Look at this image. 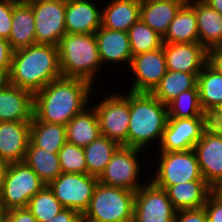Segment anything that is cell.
<instances>
[{
  "label": "cell",
  "mask_w": 222,
  "mask_h": 222,
  "mask_svg": "<svg viewBox=\"0 0 222 222\" xmlns=\"http://www.w3.org/2000/svg\"><path fill=\"white\" fill-rule=\"evenodd\" d=\"M95 88L79 78L60 77L53 80L34 93V117L38 121L66 125L91 102L94 104L98 100L95 97L98 89Z\"/></svg>",
  "instance_id": "1"
},
{
  "label": "cell",
  "mask_w": 222,
  "mask_h": 222,
  "mask_svg": "<svg viewBox=\"0 0 222 222\" xmlns=\"http://www.w3.org/2000/svg\"><path fill=\"white\" fill-rule=\"evenodd\" d=\"M60 77L57 46L34 44L13 51L9 84L35 93Z\"/></svg>",
  "instance_id": "2"
},
{
  "label": "cell",
  "mask_w": 222,
  "mask_h": 222,
  "mask_svg": "<svg viewBox=\"0 0 222 222\" xmlns=\"http://www.w3.org/2000/svg\"><path fill=\"white\" fill-rule=\"evenodd\" d=\"M129 104L127 146L146 152V148H150L154 143L153 147L157 150L168 120L167 106L152 93L131 91H129Z\"/></svg>",
  "instance_id": "3"
},
{
  "label": "cell",
  "mask_w": 222,
  "mask_h": 222,
  "mask_svg": "<svg viewBox=\"0 0 222 222\" xmlns=\"http://www.w3.org/2000/svg\"><path fill=\"white\" fill-rule=\"evenodd\" d=\"M57 47L62 77L79 78L91 83L94 87H97L96 84L99 86L98 74L103 71V67L94 33H66Z\"/></svg>",
  "instance_id": "4"
},
{
  "label": "cell",
  "mask_w": 222,
  "mask_h": 222,
  "mask_svg": "<svg viewBox=\"0 0 222 222\" xmlns=\"http://www.w3.org/2000/svg\"><path fill=\"white\" fill-rule=\"evenodd\" d=\"M135 192L97 183L84 222H133Z\"/></svg>",
  "instance_id": "5"
},
{
  "label": "cell",
  "mask_w": 222,
  "mask_h": 222,
  "mask_svg": "<svg viewBox=\"0 0 222 222\" xmlns=\"http://www.w3.org/2000/svg\"><path fill=\"white\" fill-rule=\"evenodd\" d=\"M154 153L157 155V158H154L157 161L153 164L152 171L154 172L149 179L157 187L166 190L169 186L178 183L204 180L193 149L177 152L155 151Z\"/></svg>",
  "instance_id": "6"
},
{
  "label": "cell",
  "mask_w": 222,
  "mask_h": 222,
  "mask_svg": "<svg viewBox=\"0 0 222 222\" xmlns=\"http://www.w3.org/2000/svg\"><path fill=\"white\" fill-rule=\"evenodd\" d=\"M109 95L99 98L94 105L90 103L97 114L100 133L117 142L119 145L127 146V133L130 120L129 91L111 92ZM101 100V101H100ZM100 101V102H99Z\"/></svg>",
  "instance_id": "7"
},
{
  "label": "cell",
  "mask_w": 222,
  "mask_h": 222,
  "mask_svg": "<svg viewBox=\"0 0 222 222\" xmlns=\"http://www.w3.org/2000/svg\"><path fill=\"white\" fill-rule=\"evenodd\" d=\"M144 150L120 145L113 153L105 170L98 178L104 185L121 187L136 192L149 179L142 177V167L139 158ZM141 172V173H140ZM141 176V177H140ZM143 180V181H142Z\"/></svg>",
  "instance_id": "8"
},
{
  "label": "cell",
  "mask_w": 222,
  "mask_h": 222,
  "mask_svg": "<svg viewBox=\"0 0 222 222\" xmlns=\"http://www.w3.org/2000/svg\"><path fill=\"white\" fill-rule=\"evenodd\" d=\"M45 186L25 162L10 163L1 190L3 209L26 208L29 200Z\"/></svg>",
  "instance_id": "9"
},
{
  "label": "cell",
  "mask_w": 222,
  "mask_h": 222,
  "mask_svg": "<svg viewBox=\"0 0 222 222\" xmlns=\"http://www.w3.org/2000/svg\"><path fill=\"white\" fill-rule=\"evenodd\" d=\"M98 182V177L88 174L62 172L47 186L64 208H71L82 216Z\"/></svg>",
  "instance_id": "10"
},
{
  "label": "cell",
  "mask_w": 222,
  "mask_h": 222,
  "mask_svg": "<svg viewBox=\"0 0 222 222\" xmlns=\"http://www.w3.org/2000/svg\"><path fill=\"white\" fill-rule=\"evenodd\" d=\"M175 214L167 191L150 179L135 192L133 222H174Z\"/></svg>",
  "instance_id": "11"
},
{
  "label": "cell",
  "mask_w": 222,
  "mask_h": 222,
  "mask_svg": "<svg viewBox=\"0 0 222 222\" xmlns=\"http://www.w3.org/2000/svg\"><path fill=\"white\" fill-rule=\"evenodd\" d=\"M35 19L36 44L58 46L65 29V0H42L31 4Z\"/></svg>",
  "instance_id": "12"
},
{
  "label": "cell",
  "mask_w": 222,
  "mask_h": 222,
  "mask_svg": "<svg viewBox=\"0 0 222 222\" xmlns=\"http://www.w3.org/2000/svg\"><path fill=\"white\" fill-rule=\"evenodd\" d=\"M132 81L128 91L151 93L167 72L163 47L132 56L129 68Z\"/></svg>",
  "instance_id": "13"
},
{
  "label": "cell",
  "mask_w": 222,
  "mask_h": 222,
  "mask_svg": "<svg viewBox=\"0 0 222 222\" xmlns=\"http://www.w3.org/2000/svg\"><path fill=\"white\" fill-rule=\"evenodd\" d=\"M208 127V117L168 118L157 152L193 149Z\"/></svg>",
  "instance_id": "14"
},
{
  "label": "cell",
  "mask_w": 222,
  "mask_h": 222,
  "mask_svg": "<svg viewBox=\"0 0 222 222\" xmlns=\"http://www.w3.org/2000/svg\"><path fill=\"white\" fill-rule=\"evenodd\" d=\"M94 34L96 36L99 58L104 69L108 65L109 67L114 65V67L118 65L121 67V64L129 68L132 53L128 32L107 29L101 26Z\"/></svg>",
  "instance_id": "15"
},
{
  "label": "cell",
  "mask_w": 222,
  "mask_h": 222,
  "mask_svg": "<svg viewBox=\"0 0 222 222\" xmlns=\"http://www.w3.org/2000/svg\"><path fill=\"white\" fill-rule=\"evenodd\" d=\"M193 150L206 183L212 186L222 179V137L207 127Z\"/></svg>",
  "instance_id": "16"
},
{
  "label": "cell",
  "mask_w": 222,
  "mask_h": 222,
  "mask_svg": "<svg viewBox=\"0 0 222 222\" xmlns=\"http://www.w3.org/2000/svg\"><path fill=\"white\" fill-rule=\"evenodd\" d=\"M95 0H65V29L70 34L95 33L101 27L102 7ZM98 4V5H97Z\"/></svg>",
  "instance_id": "17"
},
{
  "label": "cell",
  "mask_w": 222,
  "mask_h": 222,
  "mask_svg": "<svg viewBox=\"0 0 222 222\" xmlns=\"http://www.w3.org/2000/svg\"><path fill=\"white\" fill-rule=\"evenodd\" d=\"M31 121L0 122V159L8 163L24 162L30 142Z\"/></svg>",
  "instance_id": "18"
},
{
  "label": "cell",
  "mask_w": 222,
  "mask_h": 222,
  "mask_svg": "<svg viewBox=\"0 0 222 222\" xmlns=\"http://www.w3.org/2000/svg\"><path fill=\"white\" fill-rule=\"evenodd\" d=\"M167 70L200 73L207 63V50L200 43H163Z\"/></svg>",
  "instance_id": "19"
},
{
  "label": "cell",
  "mask_w": 222,
  "mask_h": 222,
  "mask_svg": "<svg viewBox=\"0 0 222 222\" xmlns=\"http://www.w3.org/2000/svg\"><path fill=\"white\" fill-rule=\"evenodd\" d=\"M34 93L8 84L0 90V122L32 121Z\"/></svg>",
  "instance_id": "20"
},
{
  "label": "cell",
  "mask_w": 222,
  "mask_h": 222,
  "mask_svg": "<svg viewBox=\"0 0 222 222\" xmlns=\"http://www.w3.org/2000/svg\"><path fill=\"white\" fill-rule=\"evenodd\" d=\"M195 11L199 43L208 51L222 47V14L203 0L186 1Z\"/></svg>",
  "instance_id": "21"
},
{
  "label": "cell",
  "mask_w": 222,
  "mask_h": 222,
  "mask_svg": "<svg viewBox=\"0 0 222 222\" xmlns=\"http://www.w3.org/2000/svg\"><path fill=\"white\" fill-rule=\"evenodd\" d=\"M186 0H141L140 19L161 37Z\"/></svg>",
  "instance_id": "22"
},
{
  "label": "cell",
  "mask_w": 222,
  "mask_h": 222,
  "mask_svg": "<svg viewBox=\"0 0 222 222\" xmlns=\"http://www.w3.org/2000/svg\"><path fill=\"white\" fill-rule=\"evenodd\" d=\"M141 0H108L102 6L101 26L128 32L140 19Z\"/></svg>",
  "instance_id": "23"
},
{
  "label": "cell",
  "mask_w": 222,
  "mask_h": 222,
  "mask_svg": "<svg viewBox=\"0 0 222 222\" xmlns=\"http://www.w3.org/2000/svg\"><path fill=\"white\" fill-rule=\"evenodd\" d=\"M8 42L13 51L36 44L35 19L31 4L14 1Z\"/></svg>",
  "instance_id": "24"
},
{
  "label": "cell",
  "mask_w": 222,
  "mask_h": 222,
  "mask_svg": "<svg viewBox=\"0 0 222 222\" xmlns=\"http://www.w3.org/2000/svg\"><path fill=\"white\" fill-rule=\"evenodd\" d=\"M166 191L176 211L200 209L210 194V186L205 180H194L169 186Z\"/></svg>",
  "instance_id": "25"
},
{
  "label": "cell",
  "mask_w": 222,
  "mask_h": 222,
  "mask_svg": "<svg viewBox=\"0 0 222 222\" xmlns=\"http://www.w3.org/2000/svg\"><path fill=\"white\" fill-rule=\"evenodd\" d=\"M65 126L67 142L82 148L101 135L98 117L91 104L76 114Z\"/></svg>",
  "instance_id": "26"
},
{
  "label": "cell",
  "mask_w": 222,
  "mask_h": 222,
  "mask_svg": "<svg viewBox=\"0 0 222 222\" xmlns=\"http://www.w3.org/2000/svg\"><path fill=\"white\" fill-rule=\"evenodd\" d=\"M163 43H199L197 17L187 2L180 7L169 24Z\"/></svg>",
  "instance_id": "27"
},
{
  "label": "cell",
  "mask_w": 222,
  "mask_h": 222,
  "mask_svg": "<svg viewBox=\"0 0 222 222\" xmlns=\"http://www.w3.org/2000/svg\"><path fill=\"white\" fill-rule=\"evenodd\" d=\"M198 74L167 70L165 76L151 93L167 106L182 92L189 89H198Z\"/></svg>",
  "instance_id": "28"
},
{
  "label": "cell",
  "mask_w": 222,
  "mask_h": 222,
  "mask_svg": "<svg viewBox=\"0 0 222 222\" xmlns=\"http://www.w3.org/2000/svg\"><path fill=\"white\" fill-rule=\"evenodd\" d=\"M30 142L51 153H58L67 142L66 126L38 121L35 117L30 125Z\"/></svg>",
  "instance_id": "29"
},
{
  "label": "cell",
  "mask_w": 222,
  "mask_h": 222,
  "mask_svg": "<svg viewBox=\"0 0 222 222\" xmlns=\"http://www.w3.org/2000/svg\"><path fill=\"white\" fill-rule=\"evenodd\" d=\"M197 87L200 105L207 115L222 104V75L208 63L197 76Z\"/></svg>",
  "instance_id": "30"
},
{
  "label": "cell",
  "mask_w": 222,
  "mask_h": 222,
  "mask_svg": "<svg viewBox=\"0 0 222 222\" xmlns=\"http://www.w3.org/2000/svg\"><path fill=\"white\" fill-rule=\"evenodd\" d=\"M24 162L46 185L62 173L58 153L35 147L31 142H29Z\"/></svg>",
  "instance_id": "31"
},
{
  "label": "cell",
  "mask_w": 222,
  "mask_h": 222,
  "mask_svg": "<svg viewBox=\"0 0 222 222\" xmlns=\"http://www.w3.org/2000/svg\"><path fill=\"white\" fill-rule=\"evenodd\" d=\"M119 146L117 142L100 135L84 147L87 174L99 178Z\"/></svg>",
  "instance_id": "32"
},
{
  "label": "cell",
  "mask_w": 222,
  "mask_h": 222,
  "mask_svg": "<svg viewBox=\"0 0 222 222\" xmlns=\"http://www.w3.org/2000/svg\"><path fill=\"white\" fill-rule=\"evenodd\" d=\"M132 56L163 47V37L141 19L128 30Z\"/></svg>",
  "instance_id": "33"
},
{
  "label": "cell",
  "mask_w": 222,
  "mask_h": 222,
  "mask_svg": "<svg viewBox=\"0 0 222 222\" xmlns=\"http://www.w3.org/2000/svg\"><path fill=\"white\" fill-rule=\"evenodd\" d=\"M168 118L208 117L203 111L198 89H189L179 94L167 105Z\"/></svg>",
  "instance_id": "34"
},
{
  "label": "cell",
  "mask_w": 222,
  "mask_h": 222,
  "mask_svg": "<svg viewBox=\"0 0 222 222\" xmlns=\"http://www.w3.org/2000/svg\"><path fill=\"white\" fill-rule=\"evenodd\" d=\"M64 207L46 185L28 202L27 209L38 222H47L55 217Z\"/></svg>",
  "instance_id": "35"
},
{
  "label": "cell",
  "mask_w": 222,
  "mask_h": 222,
  "mask_svg": "<svg viewBox=\"0 0 222 222\" xmlns=\"http://www.w3.org/2000/svg\"><path fill=\"white\" fill-rule=\"evenodd\" d=\"M63 173L87 174L85 152L82 147L66 142L58 152Z\"/></svg>",
  "instance_id": "36"
},
{
  "label": "cell",
  "mask_w": 222,
  "mask_h": 222,
  "mask_svg": "<svg viewBox=\"0 0 222 222\" xmlns=\"http://www.w3.org/2000/svg\"><path fill=\"white\" fill-rule=\"evenodd\" d=\"M14 0H0V37L9 39Z\"/></svg>",
  "instance_id": "37"
},
{
  "label": "cell",
  "mask_w": 222,
  "mask_h": 222,
  "mask_svg": "<svg viewBox=\"0 0 222 222\" xmlns=\"http://www.w3.org/2000/svg\"><path fill=\"white\" fill-rule=\"evenodd\" d=\"M174 222H208L204 208L176 211Z\"/></svg>",
  "instance_id": "38"
},
{
  "label": "cell",
  "mask_w": 222,
  "mask_h": 222,
  "mask_svg": "<svg viewBox=\"0 0 222 222\" xmlns=\"http://www.w3.org/2000/svg\"><path fill=\"white\" fill-rule=\"evenodd\" d=\"M207 214L208 222H222V202L216 200L209 194L203 206Z\"/></svg>",
  "instance_id": "39"
},
{
  "label": "cell",
  "mask_w": 222,
  "mask_h": 222,
  "mask_svg": "<svg viewBox=\"0 0 222 222\" xmlns=\"http://www.w3.org/2000/svg\"><path fill=\"white\" fill-rule=\"evenodd\" d=\"M208 127L222 137V104L208 114Z\"/></svg>",
  "instance_id": "40"
},
{
  "label": "cell",
  "mask_w": 222,
  "mask_h": 222,
  "mask_svg": "<svg viewBox=\"0 0 222 222\" xmlns=\"http://www.w3.org/2000/svg\"><path fill=\"white\" fill-rule=\"evenodd\" d=\"M6 216L12 222H38L27 207L8 210Z\"/></svg>",
  "instance_id": "41"
},
{
  "label": "cell",
  "mask_w": 222,
  "mask_h": 222,
  "mask_svg": "<svg viewBox=\"0 0 222 222\" xmlns=\"http://www.w3.org/2000/svg\"><path fill=\"white\" fill-rule=\"evenodd\" d=\"M13 50L7 39L0 37V68H11Z\"/></svg>",
  "instance_id": "42"
},
{
  "label": "cell",
  "mask_w": 222,
  "mask_h": 222,
  "mask_svg": "<svg viewBox=\"0 0 222 222\" xmlns=\"http://www.w3.org/2000/svg\"><path fill=\"white\" fill-rule=\"evenodd\" d=\"M82 216L71 208H63L55 217L47 222H81Z\"/></svg>",
  "instance_id": "43"
},
{
  "label": "cell",
  "mask_w": 222,
  "mask_h": 222,
  "mask_svg": "<svg viewBox=\"0 0 222 222\" xmlns=\"http://www.w3.org/2000/svg\"><path fill=\"white\" fill-rule=\"evenodd\" d=\"M207 63L222 75V47L207 51Z\"/></svg>",
  "instance_id": "44"
},
{
  "label": "cell",
  "mask_w": 222,
  "mask_h": 222,
  "mask_svg": "<svg viewBox=\"0 0 222 222\" xmlns=\"http://www.w3.org/2000/svg\"><path fill=\"white\" fill-rule=\"evenodd\" d=\"M210 194L218 201L222 202V179L210 186Z\"/></svg>",
  "instance_id": "45"
},
{
  "label": "cell",
  "mask_w": 222,
  "mask_h": 222,
  "mask_svg": "<svg viewBox=\"0 0 222 222\" xmlns=\"http://www.w3.org/2000/svg\"><path fill=\"white\" fill-rule=\"evenodd\" d=\"M10 68H0V90L9 84Z\"/></svg>",
  "instance_id": "46"
},
{
  "label": "cell",
  "mask_w": 222,
  "mask_h": 222,
  "mask_svg": "<svg viewBox=\"0 0 222 222\" xmlns=\"http://www.w3.org/2000/svg\"><path fill=\"white\" fill-rule=\"evenodd\" d=\"M10 163L0 159V189L2 190Z\"/></svg>",
  "instance_id": "47"
},
{
  "label": "cell",
  "mask_w": 222,
  "mask_h": 222,
  "mask_svg": "<svg viewBox=\"0 0 222 222\" xmlns=\"http://www.w3.org/2000/svg\"><path fill=\"white\" fill-rule=\"evenodd\" d=\"M214 10L220 12L222 14V0H203Z\"/></svg>",
  "instance_id": "48"
},
{
  "label": "cell",
  "mask_w": 222,
  "mask_h": 222,
  "mask_svg": "<svg viewBox=\"0 0 222 222\" xmlns=\"http://www.w3.org/2000/svg\"><path fill=\"white\" fill-rule=\"evenodd\" d=\"M14 1L18 3H23V4H32V3L42 1V0H14Z\"/></svg>",
  "instance_id": "49"
},
{
  "label": "cell",
  "mask_w": 222,
  "mask_h": 222,
  "mask_svg": "<svg viewBox=\"0 0 222 222\" xmlns=\"http://www.w3.org/2000/svg\"><path fill=\"white\" fill-rule=\"evenodd\" d=\"M7 211H5L3 208L0 209V222L6 217Z\"/></svg>",
  "instance_id": "50"
},
{
  "label": "cell",
  "mask_w": 222,
  "mask_h": 222,
  "mask_svg": "<svg viewBox=\"0 0 222 222\" xmlns=\"http://www.w3.org/2000/svg\"><path fill=\"white\" fill-rule=\"evenodd\" d=\"M3 208V205H2V195H1V189H0V209Z\"/></svg>",
  "instance_id": "51"
},
{
  "label": "cell",
  "mask_w": 222,
  "mask_h": 222,
  "mask_svg": "<svg viewBox=\"0 0 222 222\" xmlns=\"http://www.w3.org/2000/svg\"><path fill=\"white\" fill-rule=\"evenodd\" d=\"M1 222H12L7 216Z\"/></svg>",
  "instance_id": "52"
}]
</instances>
